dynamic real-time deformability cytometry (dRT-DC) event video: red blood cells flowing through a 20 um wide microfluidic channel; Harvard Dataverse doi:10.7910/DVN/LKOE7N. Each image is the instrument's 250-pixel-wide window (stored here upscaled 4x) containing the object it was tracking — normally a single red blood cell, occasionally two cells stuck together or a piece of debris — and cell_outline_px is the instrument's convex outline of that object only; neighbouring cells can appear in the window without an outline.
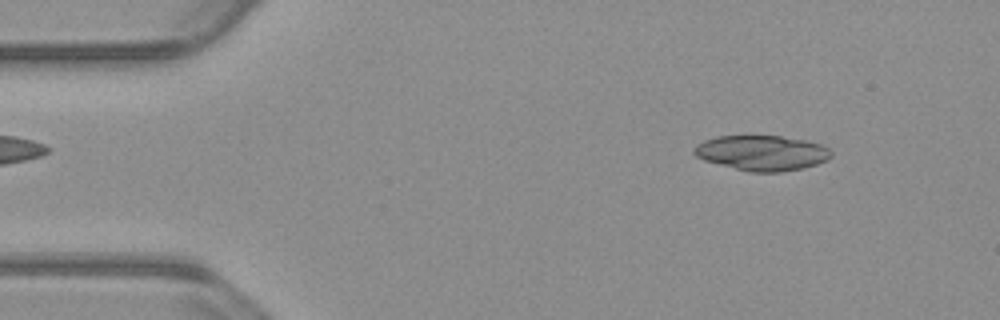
{"species": "common noctule bat (a hibernating species)", "species_latin": "Nyctalus noctula", "temperature_condition": "warm", "stored_images_in_passage": 53, "segment_of_instrument_passage": [1, 2], "camera_frame_rate_fps": 3000, "um_per_image_px": 0.085, "animal": {"sex": "male", "body_mass_g": 23.1, "forearm_length_mm": 52.7}, "frame": {"image": 1, "passage_image": 6, "time_ms": 1.667, "image_size_px": [1000, 320], "cell_outline_px": [[832, 156], [828, 160], [804, 168], [780, 172], [748, 172], [704, 160], [696, 156], [692, 152], [692, 148], [696, 144], [704, 140], [716, 136], [752, 132], [780, 136], [804, 140], [820, 144], [828, 148], [832, 152]], "centroid_in_image_um": [64.71, 12.95], "position_along_channel_um": 20.3, "area_um2": 29.13}}